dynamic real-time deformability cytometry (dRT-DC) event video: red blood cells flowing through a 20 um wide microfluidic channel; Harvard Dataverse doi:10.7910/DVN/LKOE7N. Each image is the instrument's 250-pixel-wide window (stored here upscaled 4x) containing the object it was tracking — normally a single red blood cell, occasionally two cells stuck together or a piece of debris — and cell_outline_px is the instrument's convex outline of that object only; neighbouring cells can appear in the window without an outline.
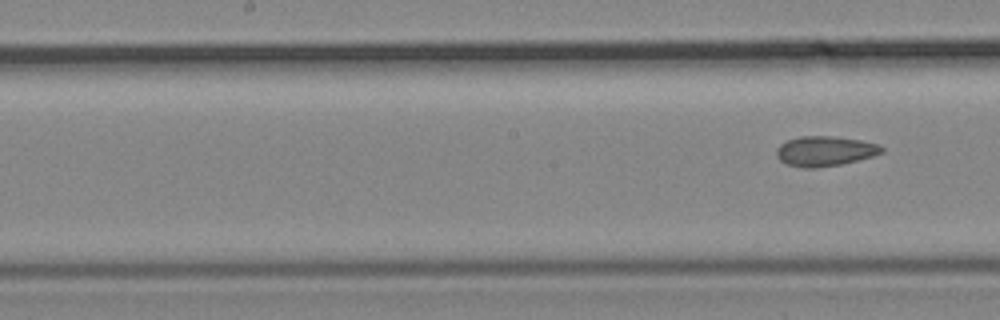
{"species": "common noctule bat (a hibernating species)", "species_latin": "Nyctalus noctula", "temperature_condition": "cold", "stored_images_in_passage": 8, "segment_of_instrument_passage": [2, 2], "camera_frame_rate_fps": 3000, "um_per_image_px": 0.085, "animal": {"sex": "male", "body_mass_g": 19.2, "forearm_length_mm": 51.8}, "frame": {"image": 1, "passage_image": 8, "time_ms": 2.333, "image_size_px": [1000, 320], "cell_outline_px": [[884, 152], [872, 156], [840, 164], [812, 168], [804, 168], [788, 164], [780, 160], [776, 156], [776, 152], [780, 144], [788, 140], [800, 136], [832, 136], [860, 140], [876, 144], [884, 148]], "centroid_in_image_um": [70.1, 12.84], "position_along_channel_um": 178.1, "area_um2": 18.09}}